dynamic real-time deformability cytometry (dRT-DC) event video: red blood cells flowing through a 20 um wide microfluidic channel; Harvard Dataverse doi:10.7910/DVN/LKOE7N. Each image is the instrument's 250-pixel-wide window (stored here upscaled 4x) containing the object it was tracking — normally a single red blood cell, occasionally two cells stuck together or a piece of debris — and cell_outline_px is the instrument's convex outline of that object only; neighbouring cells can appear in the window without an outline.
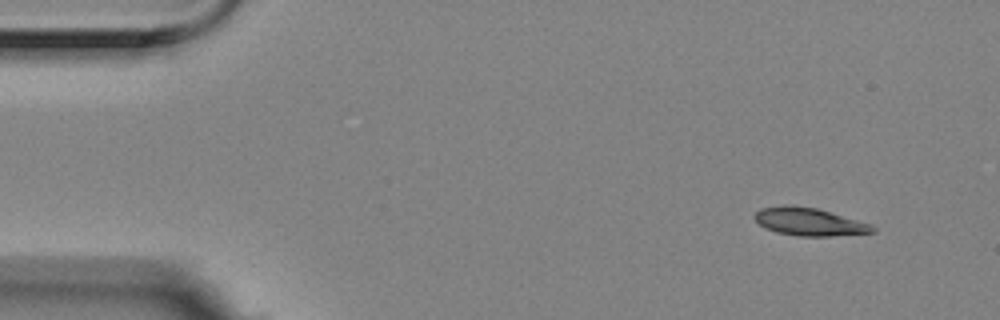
{"species": "Egyptian fruit bat (a non-hibernating species)", "species_latin": "Rousettus aegyptiacus", "temperature_condition": "room temperature", "stored_images_in_passage": 5, "camera_frame_rate_fps": 3000, "um_per_image_px": 0.085, "animal": {"sex": "female"}, "frame": {"image": 1, "passage_image": 1, "time_ms": 0.0, "image_size_px": [1000, 320], "cell_outline_px": [[876, 232], [832, 236], [796, 236], [776, 232], [760, 224], [752, 216], [760, 208], [816, 208], [872, 224], [876, 228]], "centroid_in_image_um": [68.87, 18.9], "position_along_channel_um": 16.1, "area_um2": 18.32}}